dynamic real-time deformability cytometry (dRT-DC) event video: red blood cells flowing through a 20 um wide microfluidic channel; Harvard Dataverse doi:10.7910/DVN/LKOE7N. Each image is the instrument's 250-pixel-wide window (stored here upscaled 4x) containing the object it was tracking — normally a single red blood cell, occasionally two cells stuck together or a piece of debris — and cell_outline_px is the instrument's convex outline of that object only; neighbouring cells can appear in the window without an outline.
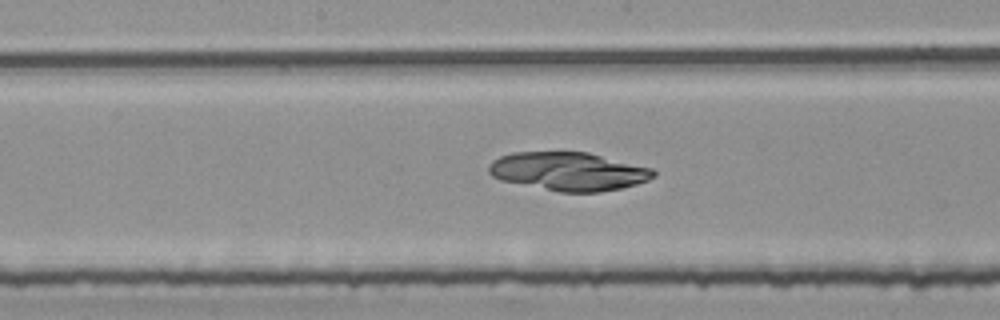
{"species": "common noctule bat (a hibernating species)", "species_latin": "Nyctalus noctula", "temperature_condition": "room temperature", "stored_images_in_passage": 55, "segment_of_instrument_passage": [1, 2], "camera_frame_rate_fps": 3000, "um_per_image_px": 0.085, "animal": {"sex": "female", "body_mass_g": 25.1}, "frame": {"image": 1, "passage_image": 28, "time_ms": 9.0, "image_size_px": [1000, 320], "cell_outline_px": [[656, 176], [648, 180], [636, 184], [620, 188], [600, 192], [560, 192], [500, 180], [492, 176], [488, 172], [488, 164], [492, 160], [500, 156], [512, 152], [588, 152], [652, 168], [656, 172]], "centroid_in_image_um": [48.31, 14.56], "position_along_channel_um": 199.9, "area_um2": 36.93}}
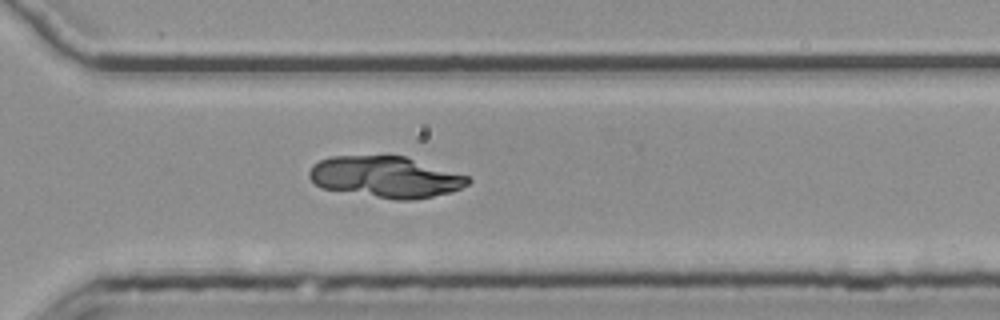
{"frame": {"image": 2, "passage_image": 39, "time_ms": 12.667, "image_size_px": [1000, 320], "cell_outline_px": [[472, 180], [468, 184], [460, 188], [448, 192], [432, 196], [412, 200], [396, 200], [320, 188], [308, 176], [308, 172], [312, 164], [328, 156], [388, 152], [404, 156], [468, 176]], "centroid_in_image_um": [32.7, 14.99], "position_along_channel_um": 337.9, "area_um2": 39.13}}
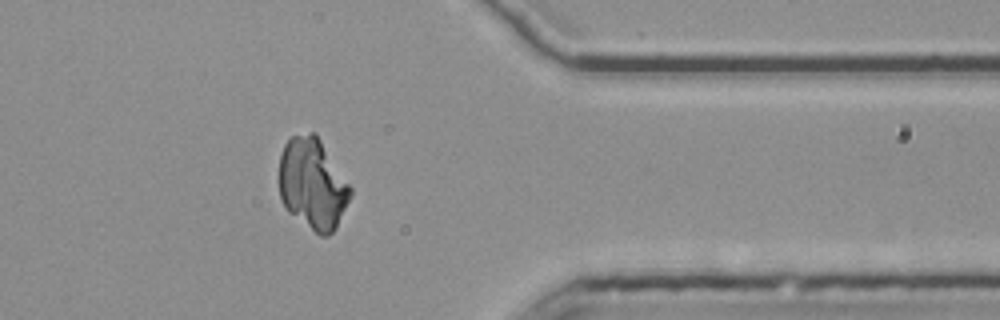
{"frame": {"image": 3, "passage_image": 44, "time_ms": 14.333, "image_size_px": [1000, 320], "cell_outline_px": [[352, 196], [336, 228], [328, 236], [320, 236], [288, 212], [284, 208], [280, 200], [280, 156], [284, 144], [292, 136], [312, 132], [316, 132], [352, 188]], "centroid_in_image_um": [26.59, 15.64], "position_along_channel_um": 384.8, "area_um2": 38.09}}